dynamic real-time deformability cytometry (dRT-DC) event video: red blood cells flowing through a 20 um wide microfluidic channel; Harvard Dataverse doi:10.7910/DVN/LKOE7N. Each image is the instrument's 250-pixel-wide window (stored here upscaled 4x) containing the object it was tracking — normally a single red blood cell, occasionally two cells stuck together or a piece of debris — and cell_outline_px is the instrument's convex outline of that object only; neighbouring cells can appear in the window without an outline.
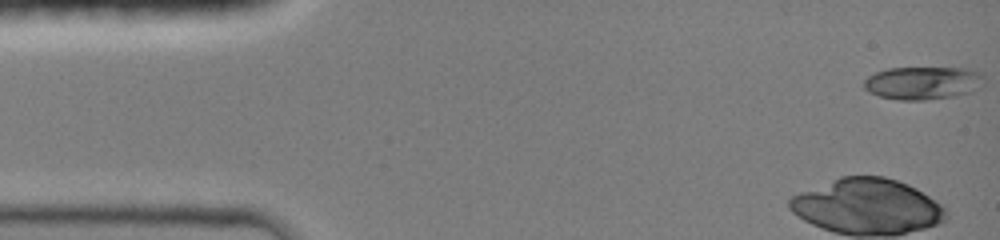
{"species": "common noctule bat (a hibernating species)", "species_latin": "Nyctalus noctula", "temperature_condition": "room temperature", "stored_images_in_passage": 15, "camera_frame_rate_fps": 3000, "um_per_image_px": 0.085, "animal": {"sex": "female", "body_mass_g": 19.0, "forearm_length_mm": 51.5}, "frame": {"image": 1, "passage_image": 1, "time_ms": 0.0, "image_size_px": [1000, 240], "cell_outline_px": [[984, 88], [972, 92], [956, 96], [924, 100], [896, 100], [880, 96], [868, 92], [864, 88], [864, 80], [868, 76], [876, 72], [888, 68], [968, 68], [980, 72], [984, 76]], "centroid_in_image_um": [78.5, 7.06], "position_along_channel_um": 6.5, "area_um2": 23.52}}